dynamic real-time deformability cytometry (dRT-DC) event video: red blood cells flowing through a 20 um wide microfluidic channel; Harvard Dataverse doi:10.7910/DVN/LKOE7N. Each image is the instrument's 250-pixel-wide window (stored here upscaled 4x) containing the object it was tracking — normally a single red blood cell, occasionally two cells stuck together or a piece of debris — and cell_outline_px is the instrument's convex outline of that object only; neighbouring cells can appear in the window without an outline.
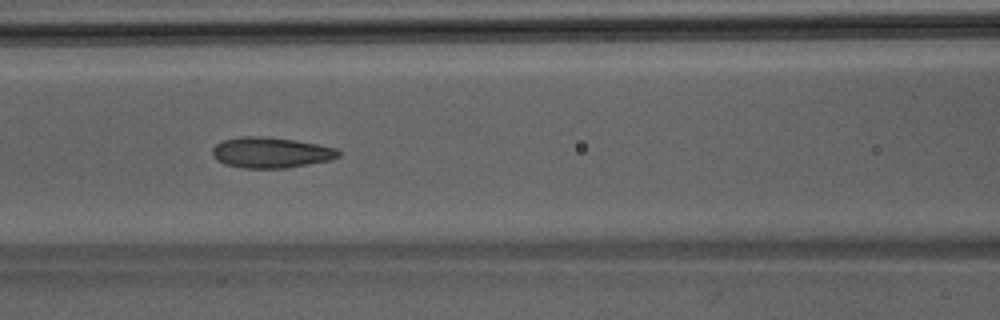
{"species": "Egyptian fruit bat (a non-hibernating species)", "species_latin": "Rousettus aegyptiacus", "temperature_condition": "room temperature", "stored_images_in_passage": 47, "camera_frame_rate_fps": 3000, "um_per_image_px": 0.085, "animal": {"sex": "male"}, "frame": {"image": 1, "passage_image": 20, "time_ms": 6.333, "image_size_px": [1000, 320], "cell_outline_px": [[340, 156], [332, 160], [284, 168], [244, 168], [224, 164], [216, 160], [212, 156], [212, 148], [220, 140], [240, 136], [268, 136], [296, 140], [336, 148], [340, 152]], "centroid_in_image_um": [22.99, 12.96], "position_along_channel_um": 143.6, "area_um2": 22.83}}
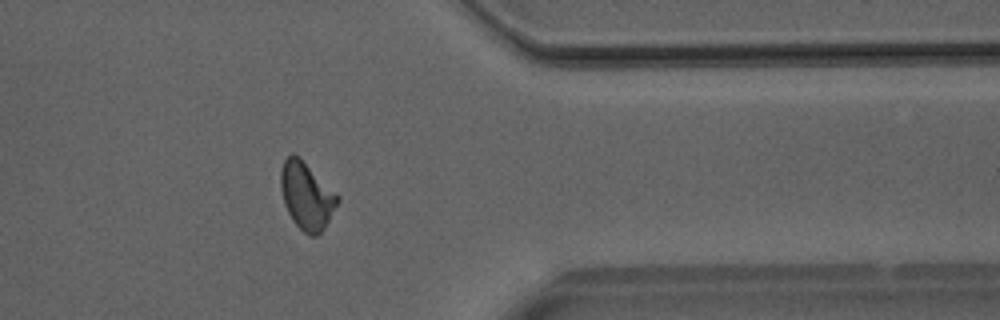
{"frame": {"image": 2, "passage_image": 38, "time_ms": 12.333, "image_size_px": [1000, 320], "cell_outline_px": [[340, 200], [324, 228], [316, 236], [308, 236], [292, 220], [284, 204], [280, 188], [280, 168], [284, 160], [292, 152], [300, 156], [340, 196]], "centroid_in_image_um": [26.05, 16.61], "position_along_channel_um": 385.3, "area_um2": 22.54}}
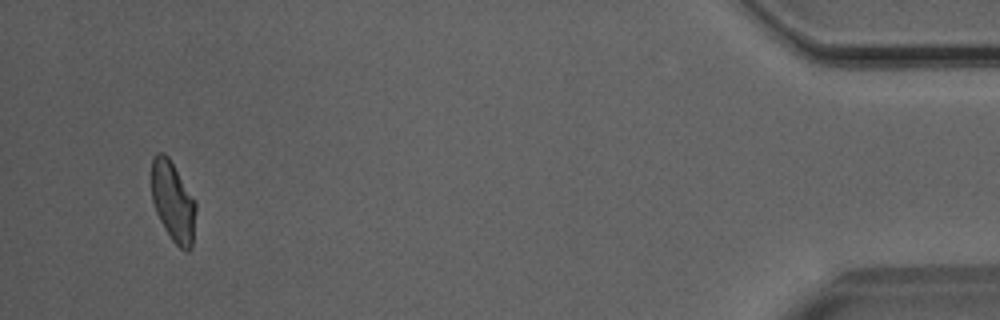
{"frame": {"image": 3, "passage_image": 45, "time_ms": 14.667, "image_size_px": [1000, 320], "cell_outline_px": [[196, 208], [192, 248], [188, 252], [184, 252], [172, 240], [164, 228], [156, 212], [152, 200], [152, 160], [156, 152], [164, 152], [168, 156], [196, 200]], "centroid_in_image_um": [14.72, 17.15], "position_along_channel_um": 420.5, "area_um2": 20.87}}